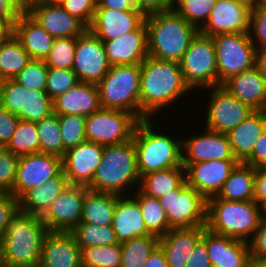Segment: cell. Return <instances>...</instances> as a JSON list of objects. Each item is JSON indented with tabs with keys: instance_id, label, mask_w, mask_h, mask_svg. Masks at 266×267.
<instances>
[{
	"instance_id": "65",
	"label": "cell",
	"mask_w": 266,
	"mask_h": 267,
	"mask_svg": "<svg viewBox=\"0 0 266 267\" xmlns=\"http://www.w3.org/2000/svg\"><path fill=\"white\" fill-rule=\"evenodd\" d=\"M260 214H261V219L266 220V199H264L260 204Z\"/></svg>"
},
{
	"instance_id": "27",
	"label": "cell",
	"mask_w": 266,
	"mask_h": 267,
	"mask_svg": "<svg viewBox=\"0 0 266 267\" xmlns=\"http://www.w3.org/2000/svg\"><path fill=\"white\" fill-rule=\"evenodd\" d=\"M101 108L97 84L79 82L53 100V113L88 116Z\"/></svg>"
},
{
	"instance_id": "13",
	"label": "cell",
	"mask_w": 266,
	"mask_h": 267,
	"mask_svg": "<svg viewBox=\"0 0 266 267\" xmlns=\"http://www.w3.org/2000/svg\"><path fill=\"white\" fill-rule=\"evenodd\" d=\"M205 90L210 91V94L206 102L208 109L205 111L204 128L210 131L227 134L254 112L222 86Z\"/></svg>"
},
{
	"instance_id": "64",
	"label": "cell",
	"mask_w": 266,
	"mask_h": 267,
	"mask_svg": "<svg viewBox=\"0 0 266 267\" xmlns=\"http://www.w3.org/2000/svg\"><path fill=\"white\" fill-rule=\"evenodd\" d=\"M43 0H18V7L22 10V11H26V9L34 3L37 2H42Z\"/></svg>"
},
{
	"instance_id": "11",
	"label": "cell",
	"mask_w": 266,
	"mask_h": 267,
	"mask_svg": "<svg viewBox=\"0 0 266 267\" xmlns=\"http://www.w3.org/2000/svg\"><path fill=\"white\" fill-rule=\"evenodd\" d=\"M158 200L172 229L206 226L207 200L186 180Z\"/></svg>"
},
{
	"instance_id": "43",
	"label": "cell",
	"mask_w": 266,
	"mask_h": 267,
	"mask_svg": "<svg viewBox=\"0 0 266 267\" xmlns=\"http://www.w3.org/2000/svg\"><path fill=\"white\" fill-rule=\"evenodd\" d=\"M217 0H176L174 10L189 24L200 30ZM202 21V22H201Z\"/></svg>"
},
{
	"instance_id": "2",
	"label": "cell",
	"mask_w": 266,
	"mask_h": 267,
	"mask_svg": "<svg viewBox=\"0 0 266 267\" xmlns=\"http://www.w3.org/2000/svg\"><path fill=\"white\" fill-rule=\"evenodd\" d=\"M48 232L41 217L18 210L0 243V265L38 267L43 239Z\"/></svg>"
},
{
	"instance_id": "5",
	"label": "cell",
	"mask_w": 266,
	"mask_h": 267,
	"mask_svg": "<svg viewBox=\"0 0 266 267\" xmlns=\"http://www.w3.org/2000/svg\"><path fill=\"white\" fill-rule=\"evenodd\" d=\"M153 124L152 118L140 120L133 134L140 177L159 170L183 167V138L177 140V136L174 139L170 133L158 132Z\"/></svg>"
},
{
	"instance_id": "32",
	"label": "cell",
	"mask_w": 266,
	"mask_h": 267,
	"mask_svg": "<svg viewBox=\"0 0 266 267\" xmlns=\"http://www.w3.org/2000/svg\"><path fill=\"white\" fill-rule=\"evenodd\" d=\"M266 129V111H254L238 126L227 133L234 157L243 162Z\"/></svg>"
},
{
	"instance_id": "37",
	"label": "cell",
	"mask_w": 266,
	"mask_h": 267,
	"mask_svg": "<svg viewBox=\"0 0 266 267\" xmlns=\"http://www.w3.org/2000/svg\"><path fill=\"white\" fill-rule=\"evenodd\" d=\"M30 61L29 54L14 34L0 43V77L3 80L15 79Z\"/></svg>"
},
{
	"instance_id": "60",
	"label": "cell",
	"mask_w": 266,
	"mask_h": 267,
	"mask_svg": "<svg viewBox=\"0 0 266 267\" xmlns=\"http://www.w3.org/2000/svg\"><path fill=\"white\" fill-rule=\"evenodd\" d=\"M22 12L12 0H0L1 18H18Z\"/></svg>"
},
{
	"instance_id": "30",
	"label": "cell",
	"mask_w": 266,
	"mask_h": 267,
	"mask_svg": "<svg viewBox=\"0 0 266 267\" xmlns=\"http://www.w3.org/2000/svg\"><path fill=\"white\" fill-rule=\"evenodd\" d=\"M14 35L29 54L31 60H45L55 40L25 11L18 16L14 23Z\"/></svg>"
},
{
	"instance_id": "67",
	"label": "cell",
	"mask_w": 266,
	"mask_h": 267,
	"mask_svg": "<svg viewBox=\"0 0 266 267\" xmlns=\"http://www.w3.org/2000/svg\"><path fill=\"white\" fill-rule=\"evenodd\" d=\"M236 1L242 2L251 8L255 7V0H236Z\"/></svg>"
},
{
	"instance_id": "10",
	"label": "cell",
	"mask_w": 266,
	"mask_h": 267,
	"mask_svg": "<svg viewBox=\"0 0 266 267\" xmlns=\"http://www.w3.org/2000/svg\"><path fill=\"white\" fill-rule=\"evenodd\" d=\"M139 121L129 112L100 108L97 112L86 116L85 136L87 141L101 146L120 144L133 138Z\"/></svg>"
},
{
	"instance_id": "34",
	"label": "cell",
	"mask_w": 266,
	"mask_h": 267,
	"mask_svg": "<svg viewBox=\"0 0 266 267\" xmlns=\"http://www.w3.org/2000/svg\"><path fill=\"white\" fill-rule=\"evenodd\" d=\"M119 195L87 190L83 202L81 222L112 225L114 208Z\"/></svg>"
},
{
	"instance_id": "23",
	"label": "cell",
	"mask_w": 266,
	"mask_h": 267,
	"mask_svg": "<svg viewBox=\"0 0 266 267\" xmlns=\"http://www.w3.org/2000/svg\"><path fill=\"white\" fill-rule=\"evenodd\" d=\"M107 60L113 65H141L148 57L145 20L134 30L114 40L102 41Z\"/></svg>"
},
{
	"instance_id": "57",
	"label": "cell",
	"mask_w": 266,
	"mask_h": 267,
	"mask_svg": "<svg viewBox=\"0 0 266 267\" xmlns=\"http://www.w3.org/2000/svg\"><path fill=\"white\" fill-rule=\"evenodd\" d=\"M266 199V166L255 168L253 200L260 204Z\"/></svg>"
},
{
	"instance_id": "15",
	"label": "cell",
	"mask_w": 266,
	"mask_h": 267,
	"mask_svg": "<svg viewBox=\"0 0 266 267\" xmlns=\"http://www.w3.org/2000/svg\"><path fill=\"white\" fill-rule=\"evenodd\" d=\"M86 186L68 185L41 216L50 232H71L80 222Z\"/></svg>"
},
{
	"instance_id": "63",
	"label": "cell",
	"mask_w": 266,
	"mask_h": 267,
	"mask_svg": "<svg viewBox=\"0 0 266 267\" xmlns=\"http://www.w3.org/2000/svg\"><path fill=\"white\" fill-rule=\"evenodd\" d=\"M250 267H266V256L251 258Z\"/></svg>"
},
{
	"instance_id": "21",
	"label": "cell",
	"mask_w": 266,
	"mask_h": 267,
	"mask_svg": "<svg viewBox=\"0 0 266 267\" xmlns=\"http://www.w3.org/2000/svg\"><path fill=\"white\" fill-rule=\"evenodd\" d=\"M207 247L212 267H250L249 243L205 228L201 239Z\"/></svg>"
},
{
	"instance_id": "20",
	"label": "cell",
	"mask_w": 266,
	"mask_h": 267,
	"mask_svg": "<svg viewBox=\"0 0 266 267\" xmlns=\"http://www.w3.org/2000/svg\"><path fill=\"white\" fill-rule=\"evenodd\" d=\"M104 146L86 141L70 148L62 158V168L69 185L88 187L102 159Z\"/></svg>"
},
{
	"instance_id": "56",
	"label": "cell",
	"mask_w": 266,
	"mask_h": 267,
	"mask_svg": "<svg viewBox=\"0 0 266 267\" xmlns=\"http://www.w3.org/2000/svg\"><path fill=\"white\" fill-rule=\"evenodd\" d=\"M185 267H212L206 244L202 240L196 244L190 253Z\"/></svg>"
},
{
	"instance_id": "16",
	"label": "cell",
	"mask_w": 266,
	"mask_h": 267,
	"mask_svg": "<svg viewBox=\"0 0 266 267\" xmlns=\"http://www.w3.org/2000/svg\"><path fill=\"white\" fill-rule=\"evenodd\" d=\"M62 170V159L58 156L41 152L20 156L16 180L10 193L19 199L26 191L42 185Z\"/></svg>"
},
{
	"instance_id": "44",
	"label": "cell",
	"mask_w": 266,
	"mask_h": 267,
	"mask_svg": "<svg viewBox=\"0 0 266 267\" xmlns=\"http://www.w3.org/2000/svg\"><path fill=\"white\" fill-rule=\"evenodd\" d=\"M64 150L87 141L85 136L86 117L82 115H58Z\"/></svg>"
},
{
	"instance_id": "33",
	"label": "cell",
	"mask_w": 266,
	"mask_h": 267,
	"mask_svg": "<svg viewBox=\"0 0 266 267\" xmlns=\"http://www.w3.org/2000/svg\"><path fill=\"white\" fill-rule=\"evenodd\" d=\"M255 168L239 162L224 182L217 198L228 201H251L254 194Z\"/></svg>"
},
{
	"instance_id": "7",
	"label": "cell",
	"mask_w": 266,
	"mask_h": 267,
	"mask_svg": "<svg viewBox=\"0 0 266 267\" xmlns=\"http://www.w3.org/2000/svg\"><path fill=\"white\" fill-rule=\"evenodd\" d=\"M140 65H113L97 84L100 105L134 114L140 120Z\"/></svg>"
},
{
	"instance_id": "3",
	"label": "cell",
	"mask_w": 266,
	"mask_h": 267,
	"mask_svg": "<svg viewBox=\"0 0 266 267\" xmlns=\"http://www.w3.org/2000/svg\"><path fill=\"white\" fill-rule=\"evenodd\" d=\"M140 178L132 138L120 144L104 146L100 164L87 188L96 192L128 196L135 186L139 188Z\"/></svg>"
},
{
	"instance_id": "36",
	"label": "cell",
	"mask_w": 266,
	"mask_h": 267,
	"mask_svg": "<svg viewBox=\"0 0 266 267\" xmlns=\"http://www.w3.org/2000/svg\"><path fill=\"white\" fill-rule=\"evenodd\" d=\"M131 196L139 203L148 232L158 238L164 236L170 229L166 212L157 198L149 197L136 188Z\"/></svg>"
},
{
	"instance_id": "31",
	"label": "cell",
	"mask_w": 266,
	"mask_h": 267,
	"mask_svg": "<svg viewBox=\"0 0 266 267\" xmlns=\"http://www.w3.org/2000/svg\"><path fill=\"white\" fill-rule=\"evenodd\" d=\"M69 185L68 179L62 170L58 175L49 179L42 185H38L26 191L19 199V210L41 217L50 204Z\"/></svg>"
},
{
	"instance_id": "61",
	"label": "cell",
	"mask_w": 266,
	"mask_h": 267,
	"mask_svg": "<svg viewBox=\"0 0 266 267\" xmlns=\"http://www.w3.org/2000/svg\"><path fill=\"white\" fill-rule=\"evenodd\" d=\"M17 19L0 17V43L6 41L14 34V23Z\"/></svg>"
},
{
	"instance_id": "50",
	"label": "cell",
	"mask_w": 266,
	"mask_h": 267,
	"mask_svg": "<svg viewBox=\"0 0 266 267\" xmlns=\"http://www.w3.org/2000/svg\"><path fill=\"white\" fill-rule=\"evenodd\" d=\"M61 6L88 29L93 21L97 2L95 0H65Z\"/></svg>"
},
{
	"instance_id": "25",
	"label": "cell",
	"mask_w": 266,
	"mask_h": 267,
	"mask_svg": "<svg viewBox=\"0 0 266 267\" xmlns=\"http://www.w3.org/2000/svg\"><path fill=\"white\" fill-rule=\"evenodd\" d=\"M81 249L71 232H48L38 267H80Z\"/></svg>"
},
{
	"instance_id": "40",
	"label": "cell",
	"mask_w": 266,
	"mask_h": 267,
	"mask_svg": "<svg viewBox=\"0 0 266 267\" xmlns=\"http://www.w3.org/2000/svg\"><path fill=\"white\" fill-rule=\"evenodd\" d=\"M5 148L19 157L40 152L36 123L19 119L11 140Z\"/></svg>"
},
{
	"instance_id": "8",
	"label": "cell",
	"mask_w": 266,
	"mask_h": 267,
	"mask_svg": "<svg viewBox=\"0 0 266 267\" xmlns=\"http://www.w3.org/2000/svg\"><path fill=\"white\" fill-rule=\"evenodd\" d=\"M180 63L183 79L192 89L218 86L217 58L212 37L198 32ZM203 88V89H202Z\"/></svg>"
},
{
	"instance_id": "58",
	"label": "cell",
	"mask_w": 266,
	"mask_h": 267,
	"mask_svg": "<svg viewBox=\"0 0 266 267\" xmlns=\"http://www.w3.org/2000/svg\"><path fill=\"white\" fill-rule=\"evenodd\" d=\"M96 8H110L122 11L138 9L136 0H99Z\"/></svg>"
},
{
	"instance_id": "39",
	"label": "cell",
	"mask_w": 266,
	"mask_h": 267,
	"mask_svg": "<svg viewBox=\"0 0 266 267\" xmlns=\"http://www.w3.org/2000/svg\"><path fill=\"white\" fill-rule=\"evenodd\" d=\"M71 233L75 236L80 249L119 243L112 225L105 226L80 222Z\"/></svg>"
},
{
	"instance_id": "52",
	"label": "cell",
	"mask_w": 266,
	"mask_h": 267,
	"mask_svg": "<svg viewBox=\"0 0 266 267\" xmlns=\"http://www.w3.org/2000/svg\"><path fill=\"white\" fill-rule=\"evenodd\" d=\"M19 118L0 106V147H6L16 129Z\"/></svg>"
},
{
	"instance_id": "55",
	"label": "cell",
	"mask_w": 266,
	"mask_h": 267,
	"mask_svg": "<svg viewBox=\"0 0 266 267\" xmlns=\"http://www.w3.org/2000/svg\"><path fill=\"white\" fill-rule=\"evenodd\" d=\"M176 0H136L137 8L146 16L174 10Z\"/></svg>"
},
{
	"instance_id": "35",
	"label": "cell",
	"mask_w": 266,
	"mask_h": 267,
	"mask_svg": "<svg viewBox=\"0 0 266 267\" xmlns=\"http://www.w3.org/2000/svg\"><path fill=\"white\" fill-rule=\"evenodd\" d=\"M185 180V168L174 167L143 175L138 189L149 197L159 199L177 189Z\"/></svg>"
},
{
	"instance_id": "19",
	"label": "cell",
	"mask_w": 266,
	"mask_h": 267,
	"mask_svg": "<svg viewBox=\"0 0 266 267\" xmlns=\"http://www.w3.org/2000/svg\"><path fill=\"white\" fill-rule=\"evenodd\" d=\"M202 131L200 135L195 134L182 140V163L237 160L232 153L227 134L206 128Z\"/></svg>"
},
{
	"instance_id": "29",
	"label": "cell",
	"mask_w": 266,
	"mask_h": 267,
	"mask_svg": "<svg viewBox=\"0 0 266 267\" xmlns=\"http://www.w3.org/2000/svg\"><path fill=\"white\" fill-rule=\"evenodd\" d=\"M112 226L119 243L151 235L142 218L140 205L131 195L117 198Z\"/></svg>"
},
{
	"instance_id": "12",
	"label": "cell",
	"mask_w": 266,
	"mask_h": 267,
	"mask_svg": "<svg viewBox=\"0 0 266 267\" xmlns=\"http://www.w3.org/2000/svg\"><path fill=\"white\" fill-rule=\"evenodd\" d=\"M0 106L19 119L37 123L53 113V100L46 91H31L14 79L0 83Z\"/></svg>"
},
{
	"instance_id": "48",
	"label": "cell",
	"mask_w": 266,
	"mask_h": 267,
	"mask_svg": "<svg viewBox=\"0 0 266 267\" xmlns=\"http://www.w3.org/2000/svg\"><path fill=\"white\" fill-rule=\"evenodd\" d=\"M19 156L5 147H0V193H10L13 189Z\"/></svg>"
},
{
	"instance_id": "53",
	"label": "cell",
	"mask_w": 266,
	"mask_h": 267,
	"mask_svg": "<svg viewBox=\"0 0 266 267\" xmlns=\"http://www.w3.org/2000/svg\"><path fill=\"white\" fill-rule=\"evenodd\" d=\"M248 243L251 258L266 256V220H261L258 229Z\"/></svg>"
},
{
	"instance_id": "22",
	"label": "cell",
	"mask_w": 266,
	"mask_h": 267,
	"mask_svg": "<svg viewBox=\"0 0 266 267\" xmlns=\"http://www.w3.org/2000/svg\"><path fill=\"white\" fill-rule=\"evenodd\" d=\"M25 12L54 38L78 37L87 29L61 5L37 2Z\"/></svg>"
},
{
	"instance_id": "6",
	"label": "cell",
	"mask_w": 266,
	"mask_h": 267,
	"mask_svg": "<svg viewBox=\"0 0 266 267\" xmlns=\"http://www.w3.org/2000/svg\"><path fill=\"white\" fill-rule=\"evenodd\" d=\"M260 206L254 200H207L206 228L210 231L249 242L261 222Z\"/></svg>"
},
{
	"instance_id": "69",
	"label": "cell",
	"mask_w": 266,
	"mask_h": 267,
	"mask_svg": "<svg viewBox=\"0 0 266 267\" xmlns=\"http://www.w3.org/2000/svg\"><path fill=\"white\" fill-rule=\"evenodd\" d=\"M18 6V0H12Z\"/></svg>"
},
{
	"instance_id": "17",
	"label": "cell",
	"mask_w": 266,
	"mask_h": 267,
	"mask_svg": "<svg viewBox=\"0 0 266 267\" xmlns=\"http://www.w3.org/2000/svg\"><path fill=\"white\" fill-rule=\"evenodd\" d=\"M238 160H210L198 163H182L185 179L206 200L217 196Z\"/></svg>"
},
{
	"instance_id": "42",
	"label": "cell",
	"mask_w": 266,
	"mask_h": 267,
	"mask_svg": "<svg viewBox=\"0 0 266 267\" xmlns=\"http://www.w3.org/2000/svg\"><path fill=\"white\" fill-rule=\"evenodd\" d=\"M120 243L108 246H90L81 249V266L84 267H120Z\"/></svg>"
},
{
	"instance_id": "28",
	"label": "cell",
	"mask_w": 266,
	"mask_h": 267,
	"mask_svg": "<svg viewBox=\"0 0 266 267\" xmlns=\"http://www.w3.org/2000/svg\"><path fill=\"white\" fill-rule=\"evenodd\" d=\"M206 226L192 228H173L159 238V246L163 249L168 267H185L190 253L202 239Z\"/></svg>"
},
{
	"instance_id": "38",
	"label": "cell",
	"mask_w": 266,
	"mask_h": 267,
	"mask_svg": "<svg viewBox=\"0 0 266 267\" xmlns=\"http://www.w3.org/2000/svg\"><path fill=\"white\" fill-rule=\"evenodd\" d=\"M158 244L159 238L153 235L140 236L121 242L120 267H142Z\"/></svg>"
},
{
	"instance_id": "4",
	"label": "cell",
	"mask_w": 266,
	"mask_h": 267,
	"mask_svg": "<svg viewBox=\"0 0 266 267\" xmlns=\"http://www.w3.org/2000/svg\"><path fill=\"white\" fill-rule=\"evenodd\" d=\"M148 56L180 62L192 39L199 32L175 10L145 16Z\"/></svg>"
},
{
	"instance_id": "1",
	"label": "cell",
	"mask_w": 266,
	"mask_h": 267,
	"mask_svg": "<svg viewBox=\"0 0 266 267\" xmlns=\"http://www.w3.org/2000/svg\"><path fill=\"white\" fill-rule=\"evenodd\" d=\"M140 67V120L151 119L166 108L172 109L173 103L191 91L179 62L148 56Z\"/></svg>"
},
{
	"instance_id": "41",
	"label": "cell",
	"mask_w": 266,
	"mask_h": 267,
	"mask_svg": "<svg viewBox=\"0 0 266 267\" xmlns=\"http://www.w3.org/2000/svg\"><path fill=\"white\" fill-rule=\"evenodd\" d=\"M39 140L40 152L60 157L65 155L63 141L60 133L58 114L52 113L36 123Z\"/></svg>"
},
{
	"instance_id": "26",
	"label": "cell",
	"mask_w": 266,
	"mask_h": 267,
	"mask_svg": "<svg viewBox=\"0 0 266 267\" xmlns=\"http://www.w3.org/2000/svg\"><path fill=\"white\" fill-rule=\"evenodd\" d=\"M221 86L254 111H266V76L256 67L230 77Z\"/></svg>"
},
{
	"instance_id": "45",
	"label": "cell",
	"mask_w": 266,
	"mask_h": 267,
	"mask_svg": "<svg viewBox=\"0 0 266 267\" xmlns=\"http://www.w3.org/2000/svg\"><path fill=\"white\" fill-rule=\"evenodd\" d=\"M77 37L55 38L46 65L52 68L72 69Z\"/></svg>"
},
{
	"instance_id": "62",
	"label": "cell",
	"mask_w": 266,
	"mask_h": 267,
	"mask_svg": "<svg viewBox=\"0 0 266 267\" xmlns=\"http://www.w3.org/2000/svg\"><path fill=\"white\" fill-rule=\"evenodd\" d=\"M255 67L266 76V47L256 49Z\"/></svg>"
},
{
	"instance_id": "9",
	"label": "cell",
	"mask_w": 266,
	"mask_h": 267,
	"mask_svg": "<svg viewBox=\"0 0 266 267\" xmlns=\"http://www.w3.org/2000/svg\"><path fill=\"white\" fill-rule=\"evenodd\" d=\"M212 39L217 58L218 86L255 67L256 47L249 33L218 34Z\"/></svg>"
},
{
	"instance_id": "47",
	"label": "cell",
	"mask_w": 266,
	"mask_h": 267,
	"mask_svg": "<svg viewBox=\"0 0 266 267\" xmlns=\"http://www.w3.org/2000/svg\"><path fill=\"white\" fill-rule=\"evenodd\" d=\"M79 82L76 73L72 69L48 67L46 92L54 100L76 86Z\"/></svg>"
},
{
	"instance_id": "49",
	"label": "cell",
	"mask_w": 266,
	"mask_h": 267,
	"mask_svg": "<svg viewBox=\"0 0 266 267\" xmlns=\"http://www.w3.org/2000/svg\"><path fill=\"white\" fill-rule=\"evenodd\" d=\"M249 34L256 49L266 47V6L251 8Z\"/></svg>"
},
{
	"instance_id": "59",
	"label": "cell",
	"mask_w": 266,
	"mask_h": 267,
	"mask_svg": "<svg viewBox=\"0 0 266 267\" xmlns=\"http://www.w3.org/2000/svg\"><path fill=\"white\" fill-rule=\"evenodd\" d=\"M142 267H168L163 249L157 245Z\"/></svg>"
},
{
	"instance_id": "66",
	"label": "cell",
	"mask_w": 266,
	"mask_h": 267,
	"mask_svg": "<svg viewBox=\"0 0 266 267\" xmlns=\"http://www.w3.org/2000/svg\"><path fill=\"white\" fill-rule=\"evenodd\" d=\"M65 0H43L42 2L53 4V5H61Z\"/></svg>"
},
{
	"instance_id": "18",
	"label": "cell",
	"mask_w": 266,
	"mask_h": 267,
	"mask_svg": "<svg viewBox=\"0 0 266 267\" xmlns=\"http://www.w3.org/2000/svg\"><path fill=\"white\" fill-rule=\"evenodd\" d=\"M251 7L236 0H217L208 20L199 30L206 36L249 33Z\"/></svg>"
},
{
	"instance_id": "46",
	"label": "cell",
	"mask_w": 266,
	"mask_h": 267,
	"mask_svg": "<svg viewBox=\"0 0 266 267\" xmlns=\"http://www.w3.org/2000/svg\"><path fill=\"white\" fill-rule=\"evenodd\" d=\"M48 66L45 60H31L14 79L31 91H46Z\"/></svg>"
},
{
	"instance_id": "54",
	"label": "cell",
	"mask_w": 266,
	"mask_h": 267,
	"mask_svg": "<svg viewBox=\"0 0 266 267\" xmlns=\"http://www.w3.org/2000/svg\"><path fill=\"white\" fill-rule=\"evenodd\" d=\"M253 168L266 166V129L256 141L252 153L243 161Z\"/></svg>"
},
{
	"instance_id": "51",
	"label": "cell",
	"mask_w": 266,
	"mask_h": 267,
	"mask_svg": "<svg viewBox=\"0 0 266 267\" xmlns=\"http://www.w3.org/2000/svg\"><path fill=\"white\" fill-rule=\"evenodd\" d=\"M19 210L18 199L11 193H0V243L11 218Z\"/></svg>"
},
{
	"instance_id": "68",
	"label": "cell",
	"mask_w": 266,
	"mask_h": 267,
	"mask_svg": "<svg viewBox=\"0 0 266 267\" xmlns=\"http://www.w3.org/2000/svg\"><path fill=\"white\" fill-rule=\"evenodd\" d=\"M255 6H266V0H255Z\"/></svg>"
},
{
	"instance_id": "24",
	"label": "cell",
	"mask_w": 266,
	"mask_h": 267,
	"mask_svg": "<svg viewBox=\"0 0 266 267\" xmlns=\"http://www.w3.org/2000/svg\"><path fill=\"white\" fill-rule=\"evenodd\" d=\"M144 20L145 15L139 9L96 8L88 29L101 41H109L134 31Z\"/></svg>"
},
{
	"instance_id": "14",
	"label": "cell",
	"mask_w": 266,
	"mask_h": 267,
	"mask_svg": "<svg viewBox=\"0 0 266 267\" xmlns=\"http://www.w3.org/2000/svg\"><path fill=\"white\" fill-rule=\"evenodd\" d=\"M110 67L102 41L86 29L77 37L72 70L80 82L98 84Z\"/></svg>"
}]
</instances>
